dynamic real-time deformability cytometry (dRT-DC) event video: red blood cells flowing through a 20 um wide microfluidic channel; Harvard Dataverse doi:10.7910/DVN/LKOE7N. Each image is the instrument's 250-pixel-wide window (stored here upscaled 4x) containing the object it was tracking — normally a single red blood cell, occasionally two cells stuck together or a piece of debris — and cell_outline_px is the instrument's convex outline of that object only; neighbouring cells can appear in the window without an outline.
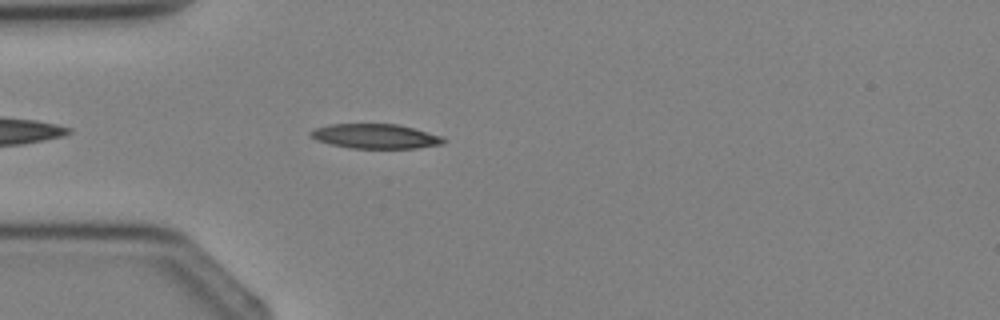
{"species": "Egyptian fruit bat (a non-hibernating species)", "species_latin": "Rousettus aegyptiacus", "temperature_condition": "cold", "stored_images_in_passage": 3, "camera_frame_rate_fps": 3000, "um_per_image_px": 0.085, "animal": {"sex": "female"}, "frame": {"image": 1, "passage_image": 3, "time_ms": 2.333, "image_size_px": [1000, 320], "cell_outline_px": [[448, 140], [444, 144], [416, 148], [352, 148], [332, 144], [316, 140], [308, 136], [308, 132], [312, 128], [328, 124], [396, 124], [444, 136]], "centroid_in_image_um": [31.9, 11.58], "position_along_channel_um": 53.1, "area_um2": 19.25}}